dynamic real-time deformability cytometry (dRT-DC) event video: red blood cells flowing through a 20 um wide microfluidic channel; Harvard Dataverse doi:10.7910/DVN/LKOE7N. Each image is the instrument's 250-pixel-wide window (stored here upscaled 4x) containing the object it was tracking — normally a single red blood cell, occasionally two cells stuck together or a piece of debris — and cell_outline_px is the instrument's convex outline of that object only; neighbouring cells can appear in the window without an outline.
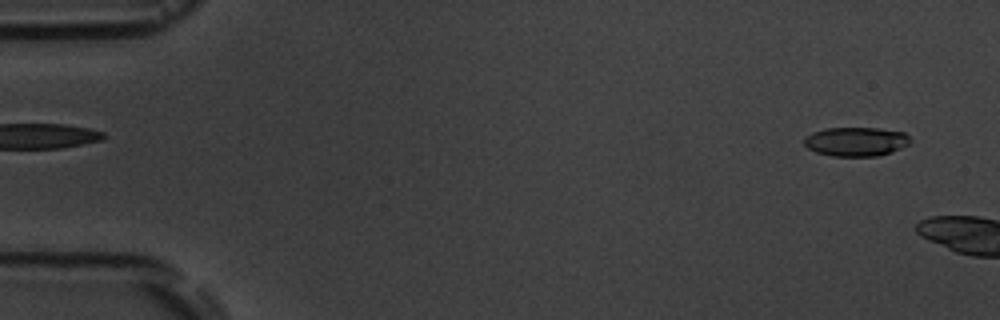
{"species": "common noctule bat (a hibernating species)", "species_latin": "Nyctalus noctula", "temperature_condition": "room temperature", "stored_images_in_passage": 2, "camera_frame_rate_fps": 3000, "um_per_image_px": 0.085, "animal": {"sex": "male", "body_mass_g": 19.5, "forearm_length_mm": 54.6}, "frame": {"image": 1, "passage_image": 1, "time_ms": 0.0, "image_size_px": [1000, 320], "cell_outline_px": [[912, 140], [908, 144], [900, 148], [876, 156], [832, 156], [816, 152], [808, 148], [804, 144], [804, 136], [812, 132], [824, 128], [880, 128], [904, 132]], "centroid_in_image_um": [72.72, 12.02], "position_along_channel_um": 12.3, "area_um2": 17.98}}